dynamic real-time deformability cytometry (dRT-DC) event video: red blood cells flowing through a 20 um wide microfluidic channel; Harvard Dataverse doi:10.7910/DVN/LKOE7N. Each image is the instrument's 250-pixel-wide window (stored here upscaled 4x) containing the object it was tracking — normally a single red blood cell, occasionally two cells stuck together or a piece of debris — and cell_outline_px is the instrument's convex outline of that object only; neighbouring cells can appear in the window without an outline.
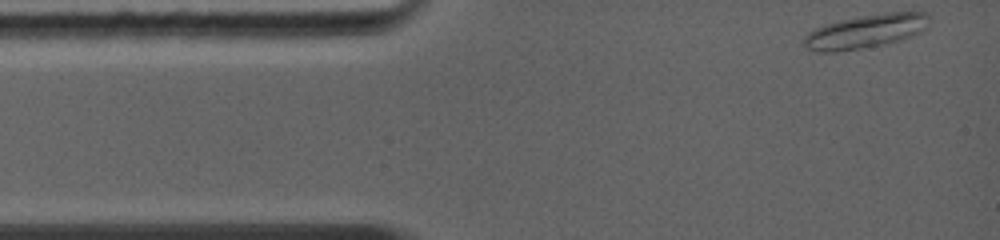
{"species": "common noctule bat (a hibernating species)", "species_latin": "Nyctalus noctula", "temperature_condition": "warm", "stored_images_in_passage": 41, "camera_frame_rate_fps": 5000, "um_per_image_px": 0.085, "animal": {"sex": "female", "body_mass_g": 19.0, "forearm_length_mm": 56.7}, "frame": {"image": 1, "passage_image": 1, "time_ms": 0.0, "image_size_px": [1000, 240], "cell_outline_px": [[928, 28], [912, 36], [884, 44], [836, 52], [820, 52], [808, 48], [800, 44], [800, 40], [808, 32], [824, 24], [840, 20], [884, 12], [928, 12]], "centroid_in_image_um": [73.54, 2.66], "position_along_channel_um": 11.5, "area_um2": 24.68}}
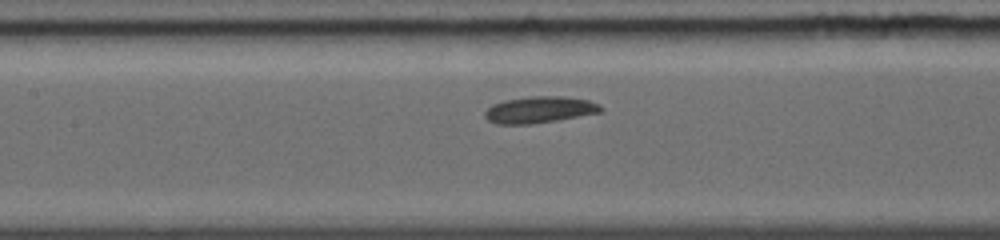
{"frame": {"image": 2, "passage_image": 25, "time_ms": 4.8, "image_size_px": [1000, 240], "cell_outline_px": [[604, 108], [600, 112], [556, 120], [532, 124], [496, 124], [488, 120], [484, 116], [484, 112], [492, 104], [504, 100], [528, 96], [564, 96], [588, 100], [600, 104]], "centroid_in_image_um": [45.84, 9.32], "position_along_channel_um": 161.6, "area_um2": 17.98}}
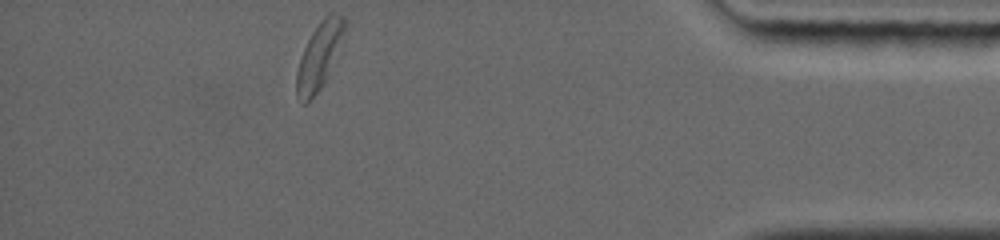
{"frame": {"image": 3, "passage_image": 41, "time_ms": 11.6, "image_size_px": [1000, 240], "cell_outline_px": [[344, 32], [324, 80], [320, 88], [304, 104], [300, 104], [296, 96], [296, 72], [304, 48], [312, 32], [324, 16], [328, 12], [332, 12], [344, 16]], "centroid_in_image_um": [27.07, 4.74], "position_along_channel_um": 408.1, "area_um2": 17.69}, "authors_computed_cell_mechanics": {"area_um2": 18.0336, "velocity_mm_per_s": 4.3433, "shape_relaxation_time_tau1_ms": 3.1655, "shape_relaxation_time_tau2_ms": null, "deformation_change_tau1": 0.0698, "deformation_change_tau2": null}}